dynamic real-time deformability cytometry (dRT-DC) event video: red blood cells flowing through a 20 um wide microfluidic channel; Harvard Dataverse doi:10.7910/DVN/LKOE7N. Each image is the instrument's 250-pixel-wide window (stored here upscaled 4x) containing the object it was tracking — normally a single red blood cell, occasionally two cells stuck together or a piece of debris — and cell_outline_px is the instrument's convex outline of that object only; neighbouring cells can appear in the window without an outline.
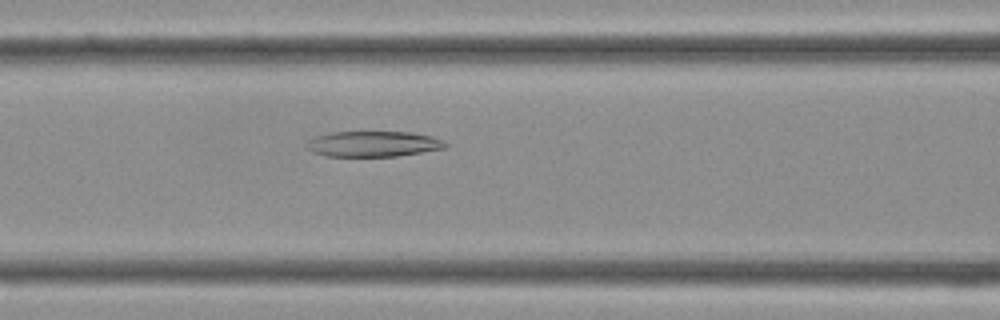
{"species": "Egyptian fruit bat (a non-hibernating species)", "species_latin": "Rousettus aegyptiacus", "temperature_condition": "cold", "stored_images_in_passage": 27, "camera_frame_rate_fps": 3000, "um_per_image_px": 0.085, "frame": {"image": 1, "passage_image": 6, "time_ms": 1.667, "image_size_px": [1000, 320], "cell_outline_px": [[448, 148], [396, 156], [324, 156], [308, 148], [308, 140], [316, 136], [332, 132], [412, 132], [432, 136], [444, 140], [448, 144]], "centroid_in_image_um": [31.81, 12.23], "position_along_channel_um": 134.8, "area_um2": 20.63}}
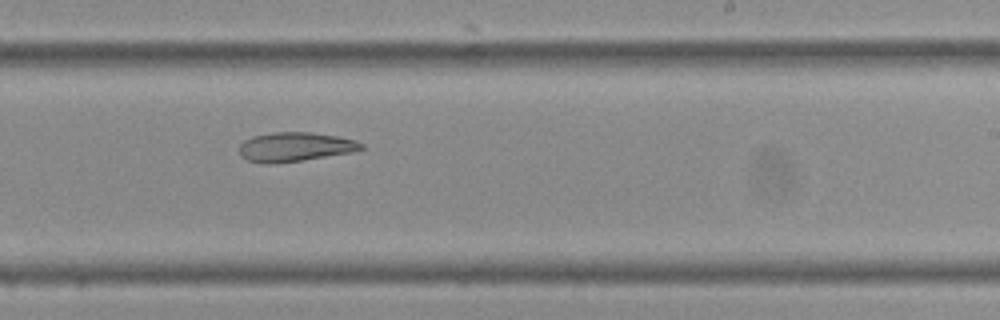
{"frame": {"image": 2, "passage_image": 13, "time_ms": 4.0, "image_size_px": [1000, 320], "cell_outline_px": [[364, 148], [352, 152], [304, 160], [268, 164], [248, 160], [240, 156], [240, 144], [244, 140], [252, 136], [272, 132], [312, 132], [336, 136], [352, 140], [364, 144]], "centroid_in_image_um": [25.05, 12.48], "position_along_channel_um": 264.0, "area_um2": 20.69}}
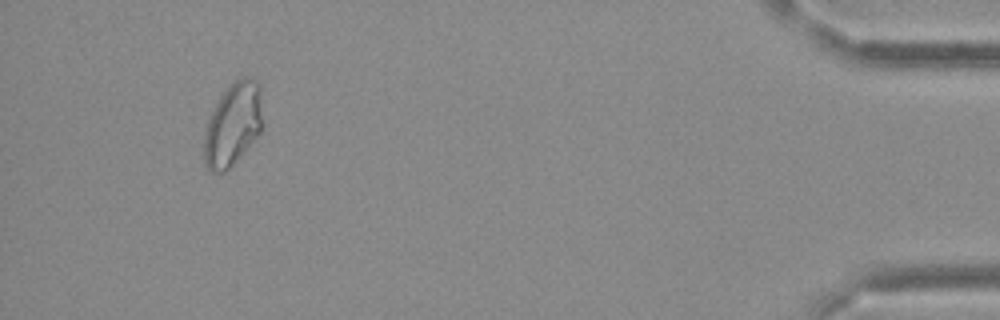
{"frame": {"image": 3, "passage_image": 25, "time_ms": 8.0, "image_size_px": [1000, 320], "cell_outline_px": [[260, 132], [232, 164], [224, 172], [212, 172], [208, 168], [204, 160], [204, 136], [208, 120], [220, 96], [240, 76], [252, 76], [256, 80], [260, 88]], "centroid_in_image_um": [19.77, 10.55], "position_along_channel_um": 415.4, "area_um2": 27.46}}